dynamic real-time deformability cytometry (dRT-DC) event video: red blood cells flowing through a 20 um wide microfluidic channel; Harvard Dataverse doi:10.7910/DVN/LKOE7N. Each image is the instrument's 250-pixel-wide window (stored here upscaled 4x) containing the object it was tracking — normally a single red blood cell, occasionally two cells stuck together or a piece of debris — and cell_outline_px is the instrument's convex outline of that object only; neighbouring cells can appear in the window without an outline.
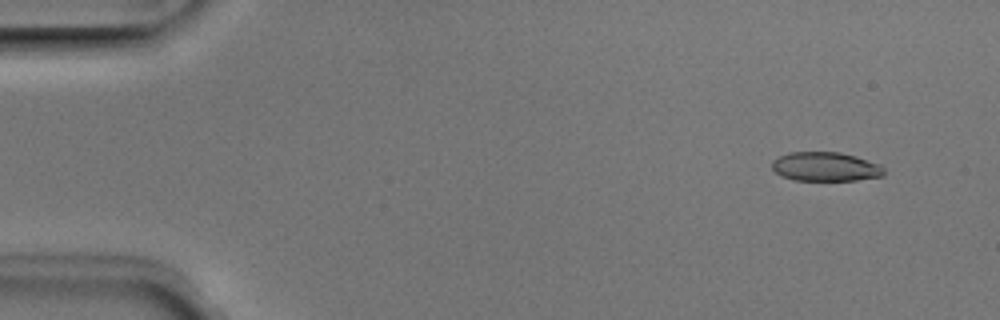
{"species": "Egyptian fruit bat (a non-hibernating species)", "species_latin": "Rousettus aegyptiacus", "temperature_condition": "room temperature", "stored_images_in_passage": 4, "camera_frame_rate_fps": 3000, "um_per_image_px": 0.085, "animal": {"sex": "male"}, "frame": {"image": 1, "passage_image": 1, "time_ms": 0.0, "image_size_px": [1000, 320], "cell_outline_px": [[884, 176], [856, 180], [796, 180], [784, 176], [776, 172], [772, 168], [772, 160], [788, 152], [840, 152], [856, 156], [880, 164], [884, 168]], "centroid_in_image_um": [70.19, 14.16], "position_along_channel_um": 14.8, "area_um2": 18.96}}
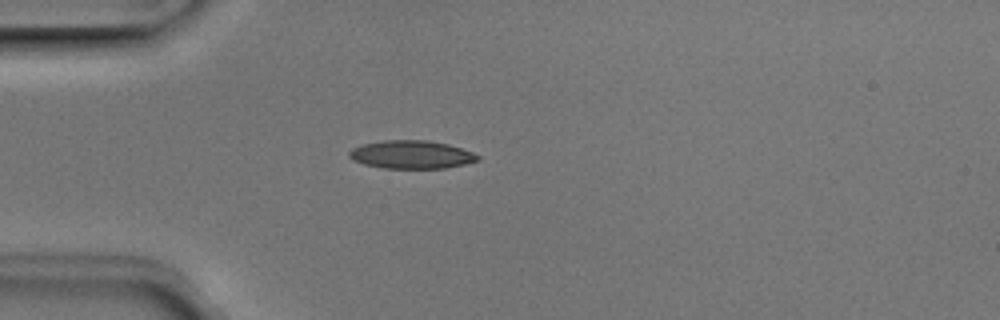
{"frame": {"image": 2, "passage_image": 4, "time_ms": 1.0, "image_size_px": [1000, 320], "cell_outline_px": [[480, 160], [464, 164], [444, 168], [384, 168], [364, 164], [352, 160], [348, 156], [348, 152], [352, 148], [364, 144], [384, 140], [428, 140], [448, 144], [472, 152], [480, 156]], "centroid_in_image_um": [34.96, 13.14], "position_along_channel_um": 50.0, "area_um2": 21.04}}